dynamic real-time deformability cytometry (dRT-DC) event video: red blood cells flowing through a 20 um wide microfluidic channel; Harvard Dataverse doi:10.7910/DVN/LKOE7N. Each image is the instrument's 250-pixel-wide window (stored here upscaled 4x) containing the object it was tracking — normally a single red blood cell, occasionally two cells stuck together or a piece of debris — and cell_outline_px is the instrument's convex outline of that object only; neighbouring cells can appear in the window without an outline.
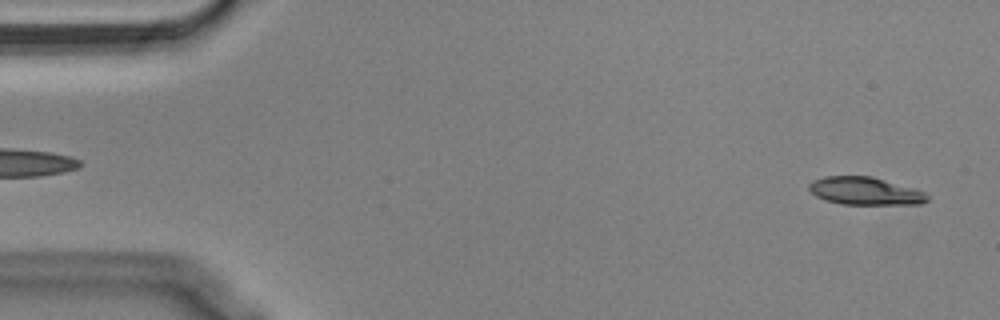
{"species": "Egyptian fruit bat (a non-hibernating species)", "species_latin": "Rousettus aegyptiacus", "temperature_condition": "cold", "stored_images_in_passage": 54, "segment_of_instrument_passage": [1, 2], "camera_frame_rate_fps": 3000, "um_per_image_px": 0.085, "animal": {"sex": "male"}, "frame": {"image": 1, "passage_image": 2, "time_ms": 0.333, "image_size_px": [1000, 320], "cell_outline_px": [[928, 200], [920, 204], [840, 204], [824, 200], [816, 196], [808, 188], [808, 184], [812, 180], [824, 176], [872, 176], [916, 188], [924, 192], [928, 196]], "centroid_in_image_um": [73.52, 16.23], "position_along_channel_um": 11.5, "area_um2": 19.31}}
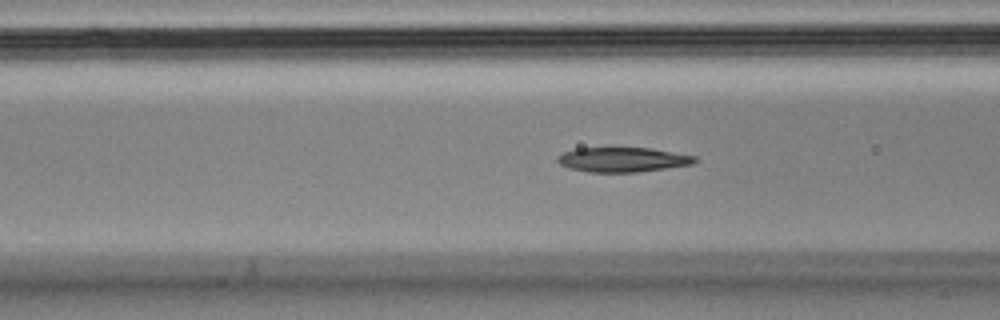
{"frame": {"image": 2, "passage_image": 20, "time_ms": 6.333, "image_size_px": [1000, 320], "cell_outline_px": [[696, 160], [692, 164], [636, 172], [588, 172], [568, 168], [560, 164], [556, 160], [556, 156], [564, 152], [576, 148], [652, 148], [696, 156]], "centroid_in_image_um": [52.88, 13.56], "position_along_channel_um": 113.7, "area_um2": 19.65}}
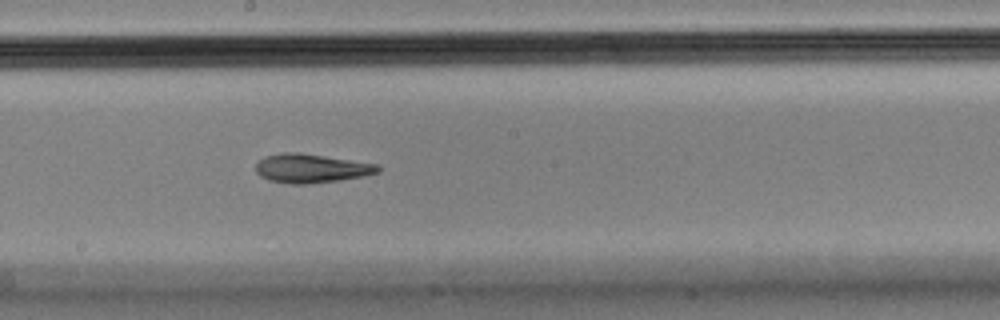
{"frame": {"image": 3, "passage_image": 29, "time_ms": 9.333, "image_size_px": [1000, 320], "cell_outline_px": [[380, 172], [340, 180], [304, 184], [292, 184], [268, 180], [260, 176], [256, 172], [256, 164], [264, 156], [280, 152], [300, 152], [376, 164], [380, 168]], "centroid_in_image_um": [26.4, 14.3], "position_along_channel_um": 221.8, "area_um2": 20.46}}